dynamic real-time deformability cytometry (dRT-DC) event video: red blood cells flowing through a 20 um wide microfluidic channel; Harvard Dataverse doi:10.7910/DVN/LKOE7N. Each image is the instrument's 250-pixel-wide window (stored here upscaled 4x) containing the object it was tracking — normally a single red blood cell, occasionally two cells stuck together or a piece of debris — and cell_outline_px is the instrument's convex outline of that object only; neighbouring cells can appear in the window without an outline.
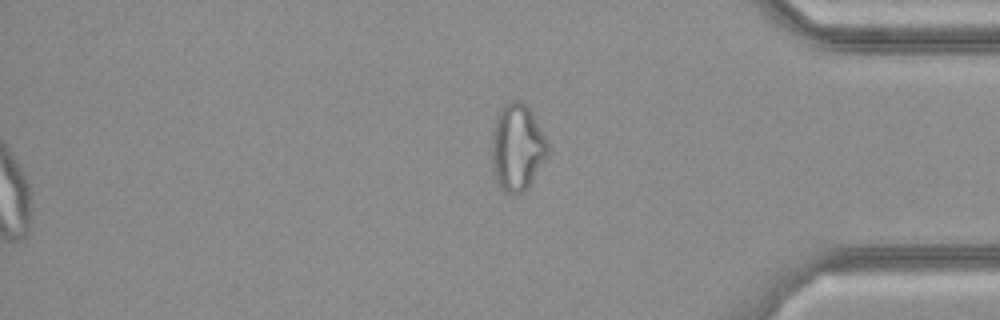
{"species": "common noctule bat (a hibernating species)", "species_latin": "Nyctalus noctula", "temperature_condition": "cold", "stored_images_in_passage": 27, "camera_frame_rate_fps": 3000, "um_per_image_px": 0.085, "animal": {"sex": "female", "body_mass_g": 21.9}, "frame": {"image": 1, "passage_image": 27, "time_ms": 8.667, "image_size_px": [1000, 320], "cell_outline_px": [[548, 152], [524, 192], [516, 196], [504, 192], [500, 188], [492, 172], [492, 136], [496, 116], [504, 104], [508, 100], [520, 100], [532, 112], [548, 144]], "centroid_in_image_um": [43.92, 12.54], "position_along_channel_um": 391.3, "area_um2": 28.15}}